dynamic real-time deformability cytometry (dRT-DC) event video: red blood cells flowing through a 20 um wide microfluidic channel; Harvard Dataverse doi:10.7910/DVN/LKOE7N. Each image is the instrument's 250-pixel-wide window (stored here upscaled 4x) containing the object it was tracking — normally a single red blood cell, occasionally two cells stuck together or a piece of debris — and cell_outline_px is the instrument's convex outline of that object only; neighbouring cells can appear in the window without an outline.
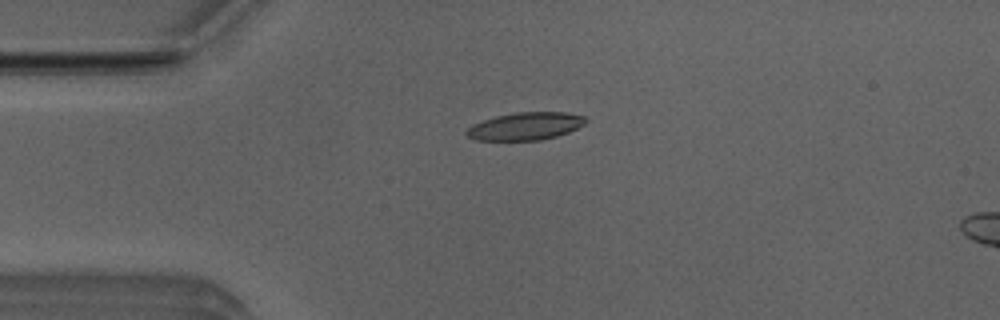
{"species": "Egyptian fruit bat (a non-hibernating species)", "species_latin": "Rousettus aegyptiacus", "temperature_condition": "room temperature", "stored_images_in_passage": 6, "camera_frame_rate_fps": 3000, "um_per_image_px": 0.085, "animal": {"sex": "male"}, "frame": {"image": 1, "passage_image": 4, "time_ms": 1.0, "image_size_px": [1000, 320], "cell_outline_px": [[588, 120], [584, 124], [568, 132], [556, 136], [540, 140], [476, 140], [468, 136], [464, 132], [472, 124], [496, 116], [516, 112], [564, 112], [584, 116]], "centroid_in_image_um": [44.65, 10.72], "position_along_channel_um": 40.3, "area_um2": 19.07}}